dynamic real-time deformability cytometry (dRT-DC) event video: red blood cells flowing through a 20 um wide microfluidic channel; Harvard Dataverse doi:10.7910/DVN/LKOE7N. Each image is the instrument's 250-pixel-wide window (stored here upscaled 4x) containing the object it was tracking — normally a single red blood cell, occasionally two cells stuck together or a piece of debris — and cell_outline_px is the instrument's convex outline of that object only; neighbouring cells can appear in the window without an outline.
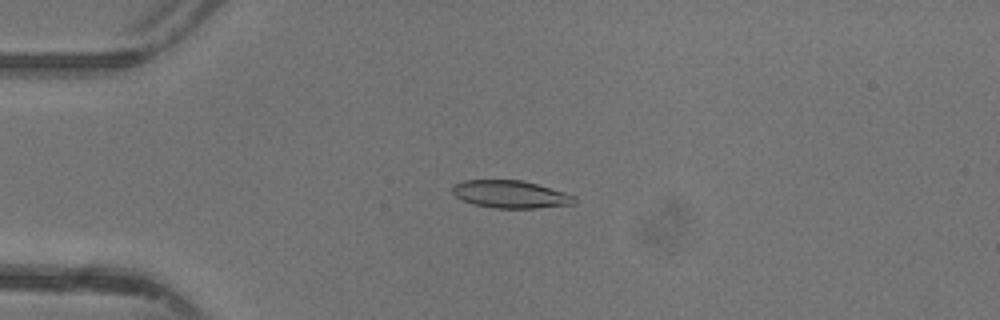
{"species": "common noctule bat (a hibernating species)", "species_latin": "Nyctalus noctula", "temperature_condition": "warm", "stored_images_in_passage": 40, "camera_frame_rate_fps": 3000, "um_per_image_px": 0.085, "animal": {"sex": "female"}, "frame": {"image": 1, "passage_image": 5, "time_ms": 1.333, "image_size_px": [1000, 320], "cell_outline_px": [[576, 204], [536, 208], [492, 208], [476, 204], [464, 200], [456, 196], [452, 192], [452, 184], [464, 180], [520, 180], [536, 184], [564, 192], [576, 196]], "centroid_in_image_um": [43.4, 16.51], "position_along_channel_um": 41.6, "area_um2": 19.54}}
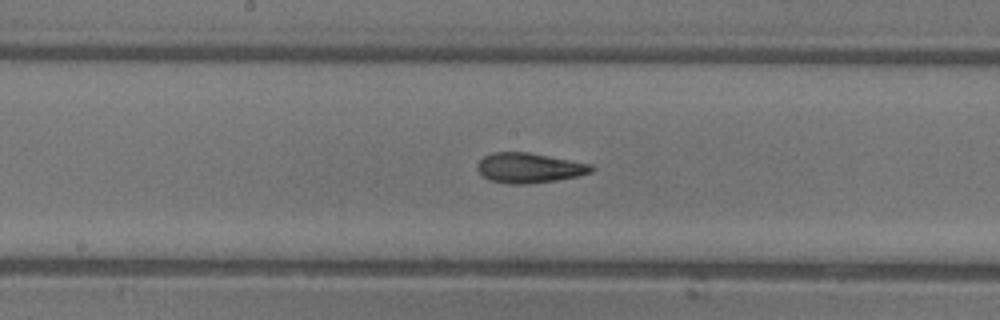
{"frame": {"image": 2, "passage_image": 18, "time_ms": 5.667, "image_size_px": [1000, 320], "cell_outline_px": [[596, 168], [592, 172], [580, 176], [556, 180], [528, 184], [508, 184], [488, 180], [476, 168], [476, 164], [484, 156], [492, 152], [528, 152], [592, 164]], "centroid_in_image_um": [44.99, 14.27], "position_along_channel_um": 203.2, "area_um2": 20.11}}
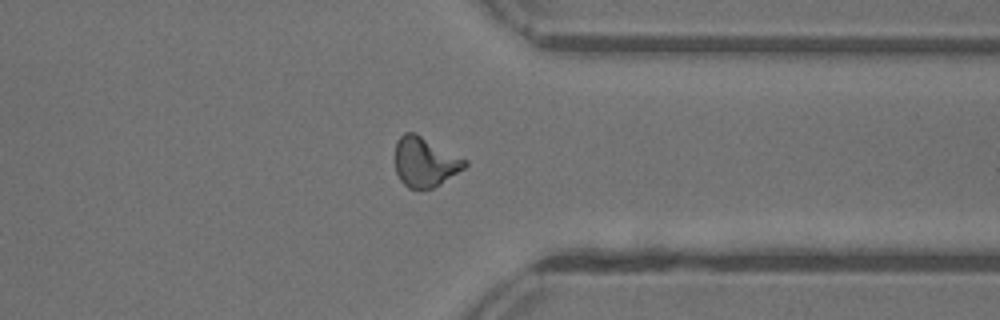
{"frame": {"image": 3, "passage_image": 30, "time_ms": 9.667, "image_size_px": [1000, 320], "cell_outline_px": [[468, 164], [464, 168], [440, 184], [432, 188], [420, 192], [408, 188], [400, 180], [396, 172], [396, 140], [404, 132], [416, 132], [468, 160]], "centroid_in_image_um": [36.12, 13.78], "position_along_channel_um": 375.3, "area_um2": 20.58}}